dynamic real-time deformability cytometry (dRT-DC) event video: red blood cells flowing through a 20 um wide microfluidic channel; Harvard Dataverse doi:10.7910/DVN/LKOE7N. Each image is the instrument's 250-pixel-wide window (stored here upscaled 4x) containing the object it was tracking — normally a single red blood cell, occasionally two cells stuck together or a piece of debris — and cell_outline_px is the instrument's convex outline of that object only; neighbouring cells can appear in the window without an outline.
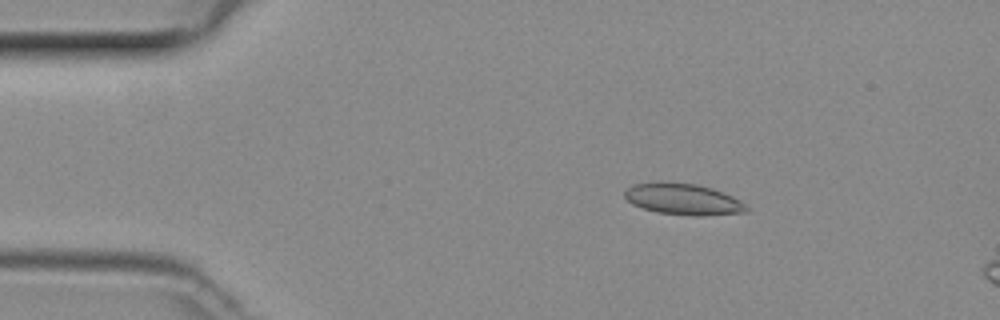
{"species": "common noctule bat (a hibernating species)", "species_latin": "Nyctalus noctula", "temperature_condition": "room temperature", "stored_images_in_passage": 10, "camera_frame_rate_fps": 3000, "um_per_image_px": 0.085, "animal": {"sex": "female", "body_mass_g": 29.2, "forearm_length_mm": 56.3}, "frame": {"image": 1, "passage_image": 5, "time_ms": 1.333, "image_size_px": [1000, 320], "cell_outline_px": [[748, 212], [656, 212], [632, 204], [624, 196], [624, 192], [632, 184], [696, 184], [712, 188], [732, 196], [740, 200], [748, 208]], "centroid_in_image_um": [58.01, 16.89], "position_along_channel_um": 27.0, "area_um2": 20.11}}